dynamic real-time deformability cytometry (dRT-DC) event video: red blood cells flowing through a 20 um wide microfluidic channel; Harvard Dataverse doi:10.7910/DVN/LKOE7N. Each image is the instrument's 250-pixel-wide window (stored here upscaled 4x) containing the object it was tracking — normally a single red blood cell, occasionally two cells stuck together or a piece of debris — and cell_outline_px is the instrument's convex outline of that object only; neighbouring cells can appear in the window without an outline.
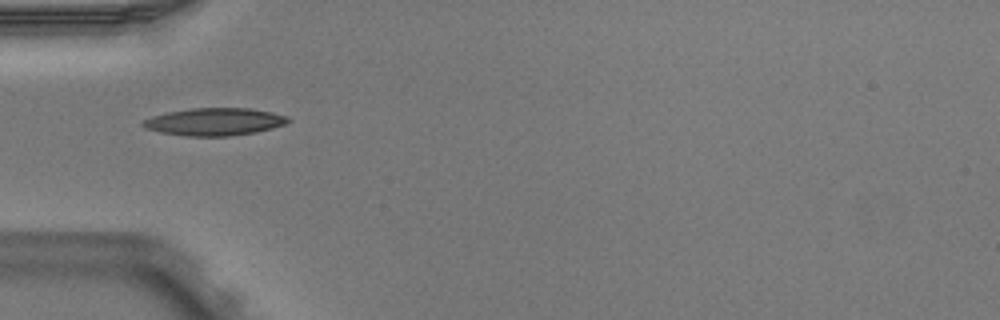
{"species": "Egyptian fruit bat (a non-hibernating species)", "species_latin": "Rousettus aegyptiacus", "temperature_condition": "warm", "stored_images_in_passage": 1, "camera_frame_rate_fps": 3000, "um_per_image_px": 0.085, "animal": {"sex": "male"}, "frame": {"image": 1, "passage_image": 1, "time_ms": 0.0, "image_size_px": [1000, 320], "cell_outline_px": [[292, 120], [284, 124], [272, 128], [256, 132], [228, 136], [188, 136], [160, 132], [144, 128], [140, 124], [144, 120], [152, 116], [168, 112], [192, 108], [252, 108], [272, 112], [288, 116]], "centroid_in_image_um": [18.25, 10.34], "position_along_channel_um": 66.8, "area_um2": 23.29}}